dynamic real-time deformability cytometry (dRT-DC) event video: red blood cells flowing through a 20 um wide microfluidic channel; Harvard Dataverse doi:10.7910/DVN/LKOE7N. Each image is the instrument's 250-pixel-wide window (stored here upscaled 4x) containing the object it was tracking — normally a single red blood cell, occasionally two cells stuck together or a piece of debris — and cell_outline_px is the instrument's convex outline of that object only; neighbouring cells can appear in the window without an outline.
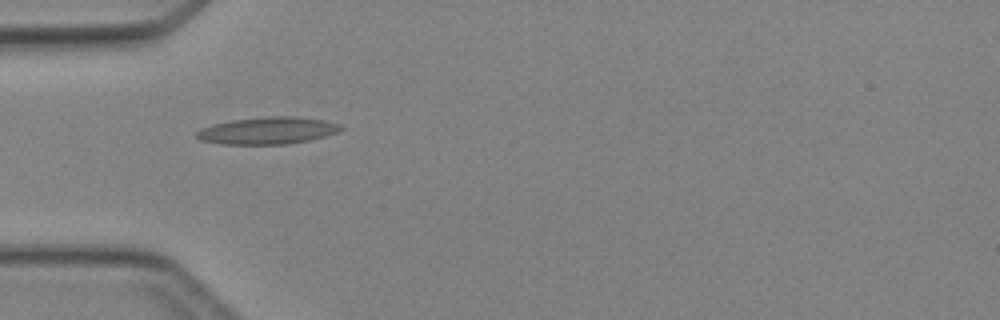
{"species": "Egyptian fruit bat (a non-hibernating species)", "species_latin": "Rousettus aegyptiacus", "temperature_condition": "cold", "stored_images_in_passage": 6, "camera_frame_rate_fps": 3000, "um_per_image_px": 0.085, "animal": {"sex": "female"}, "frame": {"image": 1, "passage_image": 6, "time_ms": 5.667, "image_size_px": [1000, 320], "cell_outline_px": [[344, 128], [336, 132], [324, 136], [308, 140], [288, 144], [220, 144], [200, 140], [196, 136], [196, 132], [200, 128], [212, 124], [232, 120], [268, 116], [292, 116], [324, 120], [340, 124]], "centroid_in_image_um": [22.71, 11.1], "position_along_channel_um": 62.3, "area_um2": 22.72}}